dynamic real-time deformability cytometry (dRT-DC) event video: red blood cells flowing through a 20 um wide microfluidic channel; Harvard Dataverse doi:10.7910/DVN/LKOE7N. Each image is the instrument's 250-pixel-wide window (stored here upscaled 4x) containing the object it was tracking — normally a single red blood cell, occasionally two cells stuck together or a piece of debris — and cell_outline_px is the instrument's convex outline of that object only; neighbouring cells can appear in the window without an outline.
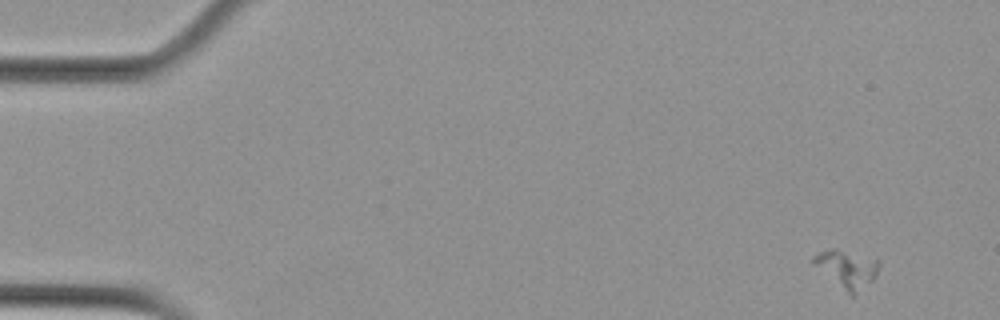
{"species": "Egyptian fruit bat (a non-hibernating species)", "species_latin": "Rousettus aegyptiacus", "temperature_condition": "cold", "stored_images_in_passage": 5, "camera_frame_rate_fps": 3000, "um_per_image_px": 0.085, "animal": {"sex": "female"}, "frame": {"image": 1, "passage_image": 1, "time_ms": 0.0, "image_size_px": [1000, 320], "cell_outline_px": [[880, 264], [876, 276], [872, 280], [852, 296], [812, 264], [812, 256], [820, 252], [832, 248], [836, 248], [880, 260]], "centroid_in_image_um": [71.98, 22.82], "position_along_channel_um": 13.0, "area_um2": 14.1}}
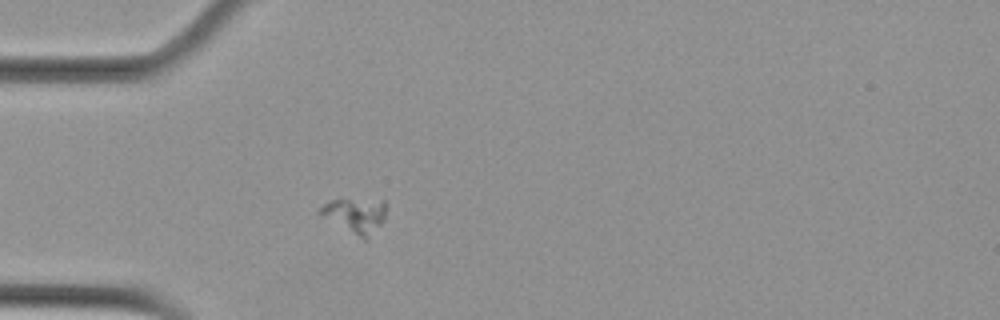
{"frame": {"image": 2, "passage_image": 5, "time_ms": 1.333, "image_size_px": [1000, 320], "cell_outline_px": [[384, 220], [368, 240], [364, 240], [316, 212], [324, 204], [340, 196], [384, 200]], "centroid_in_image_um": [30.2, 18.25], "position_along_channel_um": 54.8, "area_um2": 13.81}}